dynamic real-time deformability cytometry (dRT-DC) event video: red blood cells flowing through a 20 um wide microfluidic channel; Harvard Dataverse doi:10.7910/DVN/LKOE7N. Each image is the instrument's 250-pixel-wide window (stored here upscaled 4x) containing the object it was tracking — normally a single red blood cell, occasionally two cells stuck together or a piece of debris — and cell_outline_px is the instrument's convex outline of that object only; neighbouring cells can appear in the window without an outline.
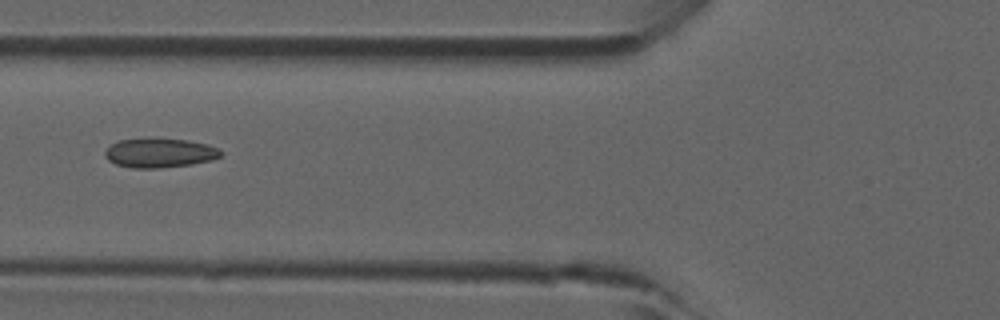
{"species": "common noctule bat (a hibernating species)", "species_latin": "Nyctalus noctula", "temperature_condition": "room temperature", "stored_images_in_passage": 5, "camera_frame_rate_fps": 3000, "um_per_image_px": 0.085, "animal": {"sex": "male", "forearm_length_mm": 52.5}, "frame": {"image": 1, "passage_image": 5, "time_ms": 1.333, "image_size_px": [1000, 320], "cell_outline_px": [[224, 152], [220, 156], [212, 160], [192, 164], [156, 168], [132, 168], [116, 164], [108, 160], [104, 156], [104, 152], [112, 144], [120, 140], [156, 136], [188, 140], [208, 144], [220, 148]], "centroid_in_image_um": [13.6, 12.96], "position_along_channel_um": 112.2, "area_um2": 20.35}}